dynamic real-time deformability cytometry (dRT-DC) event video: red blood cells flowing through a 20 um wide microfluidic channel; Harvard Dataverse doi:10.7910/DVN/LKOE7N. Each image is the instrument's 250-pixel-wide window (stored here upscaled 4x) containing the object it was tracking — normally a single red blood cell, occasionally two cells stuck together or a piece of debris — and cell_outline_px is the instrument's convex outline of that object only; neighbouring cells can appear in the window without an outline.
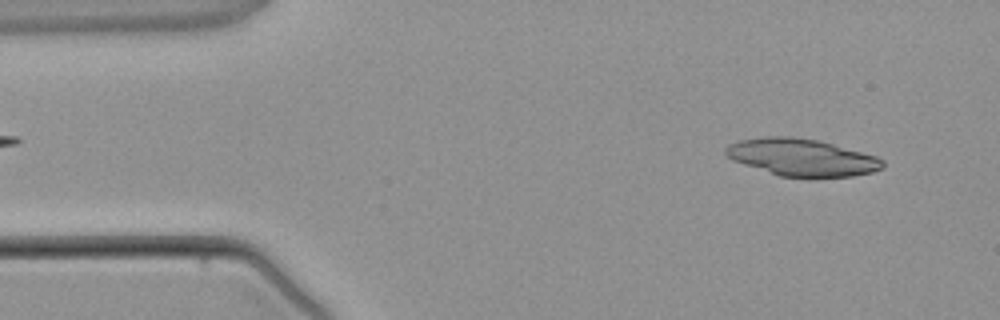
{"species": "common noctule bat (a hibernating species)", "species_latin": "Nyctalus noctula", "temperature_condition": "warm", "stored_images_in_passage": 4, "segment_of_instrument_passage": [2, 2], "camera_frame_rate_fps": 3000, "um_per_image_px": 0.085, "animal": {"sex": "male", "body_mass_g": 21.5, "forearm_length_mm": 52.0}, "frame": {"image": 1, "passage_image": 4, "time_ms": 4.333, "image_size_px": [1000, 320], "cell_outline_px": [[884, 168], [872, 172], [852, 176], [780, 176], [732, 160], [724, 152], [724, 148], [728, 144], [740, 140], [764, 136], [792, 136], [816, 140], [832, 144], [876, 156], [884, 160]], "centroid_in_image_um": [68.13, 13.36], "position_along_channel_um": 16.9, "area_um2": 33.58}}